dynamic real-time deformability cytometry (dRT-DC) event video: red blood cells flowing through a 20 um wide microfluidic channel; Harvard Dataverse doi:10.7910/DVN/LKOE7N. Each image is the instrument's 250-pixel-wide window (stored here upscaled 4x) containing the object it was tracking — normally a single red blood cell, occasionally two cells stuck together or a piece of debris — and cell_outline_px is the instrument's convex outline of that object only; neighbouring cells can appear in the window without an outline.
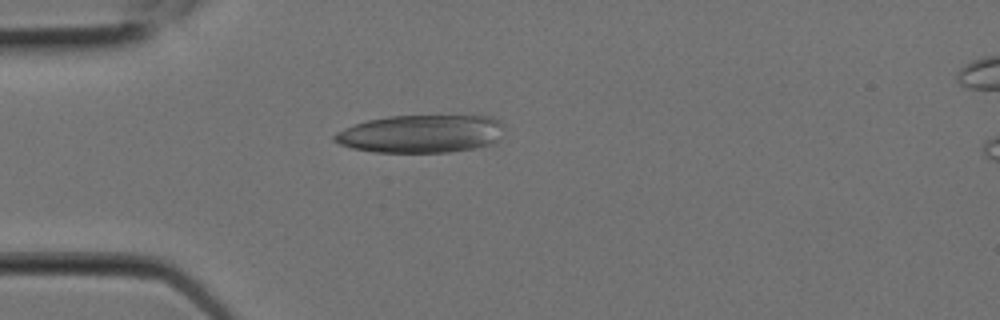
{"species": "Egyptian fruit bat (a non-hibernating species)", "species_latin": "Rousettus aegyptiacus", "temperature_condition": "room temperature", "stored_images_in_passage": 8, "camera_frame_rate_fps": 3000, "um_per_image_px": 0.085, "animal": {"sex": "female"}, "frame": {"image": 1, "passage_image": 5, "time_ms": 1.333, "image_size_px": [1000, 320], "cell_outline_px": [[508, 132], [496, 144], [476, 148], [448, 152], [376, 152], [352, 148], [340, 144], [332, 140], [332, 136], [336, 132], [344, 128], [368, 120], [388, 116], [492, 116], [500, 120], [504, 124]], "centroid_in_image_um": [35.9, 11.37], "position_along_channel_um": 49.1, "area_um2": 38.21}}
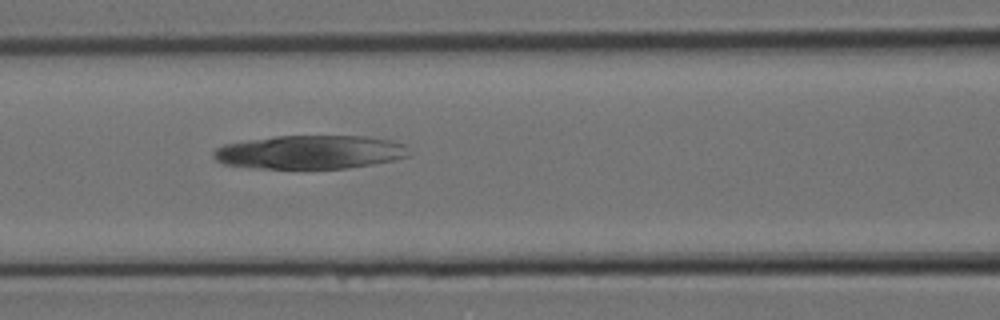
{"frame": {"image": 2, "passage_image": 8, "time_ms": 2.333, "image_size_px": [1000, 320], "cell_outline_px": [[412, 152], [408, 156], [396, 160], [348, 168], [256, 168], [224, 164], [216, 160], [212, 156], [212, 152], [216, 148], [224, 144], [248, 140], [276, 136], [368, 136], [388, 140], [404, 144]], "centroid_in_image_um": [26.37, 12.93], "position_along_channel_um": 140.2, "area_um2": 38.38}}